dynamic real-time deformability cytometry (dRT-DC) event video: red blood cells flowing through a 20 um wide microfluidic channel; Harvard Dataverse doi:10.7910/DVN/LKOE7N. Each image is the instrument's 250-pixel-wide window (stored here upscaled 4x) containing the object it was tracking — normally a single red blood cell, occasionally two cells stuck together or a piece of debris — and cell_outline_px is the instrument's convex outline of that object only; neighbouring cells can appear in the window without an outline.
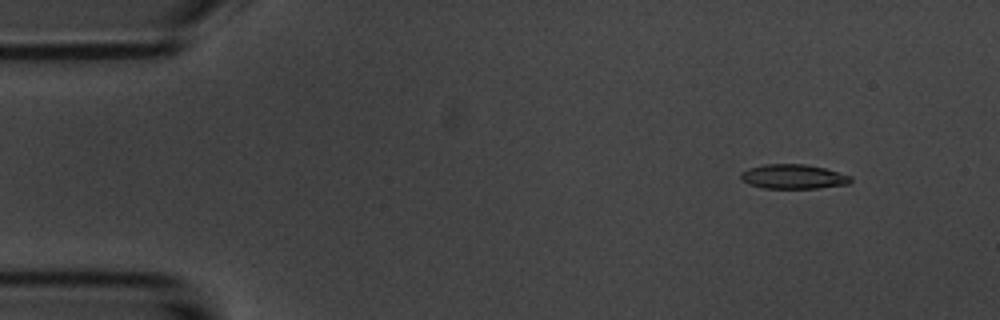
{"species": "common noctule bat (a hibernating species)", "species_latin": "Nyctalus noctula", "temperature_condition": "room temperature", "stored_images_in_passage": 6, "segment_of_instrument_passage": [1, 2], "camera_frame_rate_fps": 3000, "um_per_image_px": 0.085, "animal": {"sex": "male", "body_mass_g": 20.1, "forearm_length_mm": 53.5}, "frame": {"image": 1, "passage_image": 2, "time_ms": 1.333, "image_size_px": [1000, 320], "cell_outline_px": [[852, 180], [848, 184], [816, 188], [764, 188], [752, 184], [744, 180], [740, 176], [740, 172], [748, 168], [764, 164], [804, 164], [824, 168], [852, 176]], "centroid_in_image_um": [67.45, 15.0], "position_along_channel_um": 17.6, "area_um2": 15.49}}
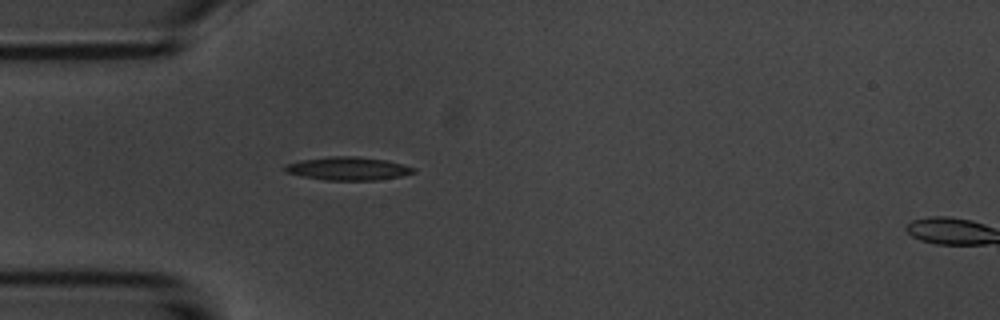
{"frame": {"image": 2, "passage_image": 5, "time_ms": 4.667, "image_size_px": [1000, 320], "cell_outline_px": [[416, 172], [400, 176], [376, 180], [324, 180], [284, 172], [284, 164], [300, 160], [328, 156], [356, 156], [384, 160], [416, 168]], "centroid_in_image_um": [29.53, 14.32], "position_along_channel_um": 55.5, "area_um2": 17.34}}